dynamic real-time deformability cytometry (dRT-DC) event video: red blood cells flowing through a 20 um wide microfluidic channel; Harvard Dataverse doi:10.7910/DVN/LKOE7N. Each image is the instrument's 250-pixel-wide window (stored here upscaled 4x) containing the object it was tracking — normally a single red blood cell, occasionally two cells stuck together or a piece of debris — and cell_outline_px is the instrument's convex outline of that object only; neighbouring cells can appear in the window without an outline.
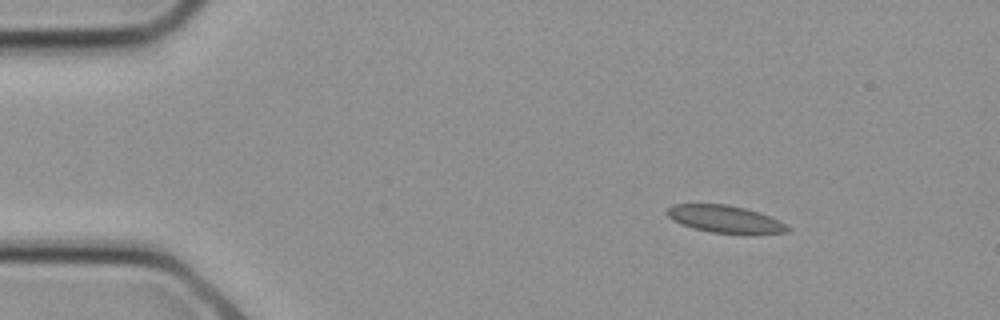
{"species": "common noctule bat (a hibernating species)", "species_latin": "Nyctalus noctula", "temperature_condition": "cold", "stored_images_in_passage": 10, "camera_frame_rate_fps": 3000, "um_per_image_px": 0.085, "animal": {"sex": "female", "body_mass_g": 21.9}, "frame": {"image": 1, "passage_image": 1, "time_ms": 0.0, "image_size_px": [1000, 320], "cell_outline_px": [[792, 228], [788, 232], [712, 232], [692, 228], [680, 224], [672, 220], [664, 212], [672, 204], [728, 204], [744, 208], [768, 216]], "centroid_in_image_um": [61.5, 18.59], "position_along_channel_um": 23.5, "area_um2": 18.55}}
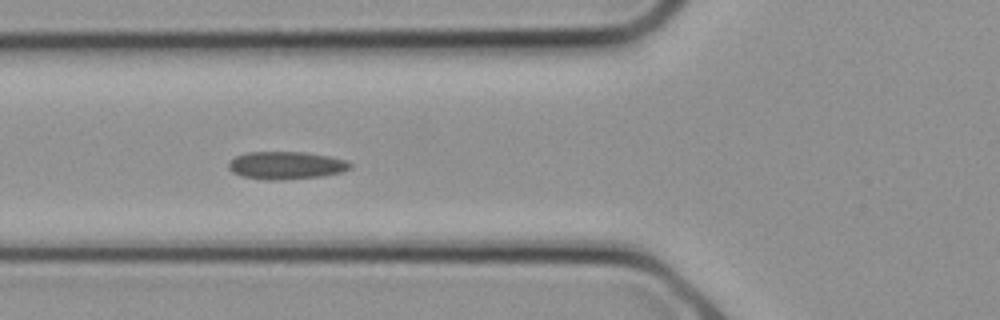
{"frame": {"image": 2, "passage_image": 7, "time_ms": 2.0, "image_size_px": [1000, 320], "cell_outline_px": [[352, 168], [340, 172], [320, 176], [280, 180], [268, 180], [244, 176], [232, 172], [228, 168], [228, 160], [244, 152], [304, 152], [328, 156], [348, 160], [352, 164]], "centroid_in_image_um": [24.3, 14.04], "position_along_channel_um": 101.5, "area_um2": 19.65}}
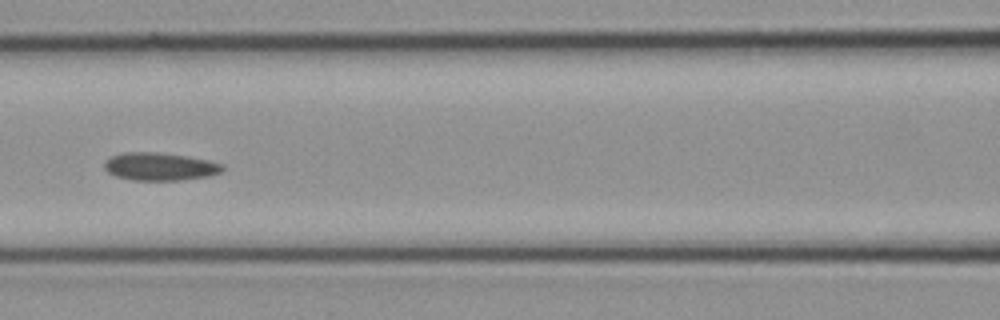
{"frame": {"image": 3, "passage_image": 9, "time_ms": 2.667, "image_size_px": [1000, 320], "cell_outline_px": [[224, 168], [220, 172], [208, 176], [180, 180], [132, 180], [116, 176], [108, 172], [104, 168], [104, 160], [108, 156], [120, 152], [160, 152], [188, 156], [208, 160], [224, 164]], "centroid_in_image_um": [13.54, 14.14], "position_along_channel_um": 153.1, "area_um2": 19.42}}